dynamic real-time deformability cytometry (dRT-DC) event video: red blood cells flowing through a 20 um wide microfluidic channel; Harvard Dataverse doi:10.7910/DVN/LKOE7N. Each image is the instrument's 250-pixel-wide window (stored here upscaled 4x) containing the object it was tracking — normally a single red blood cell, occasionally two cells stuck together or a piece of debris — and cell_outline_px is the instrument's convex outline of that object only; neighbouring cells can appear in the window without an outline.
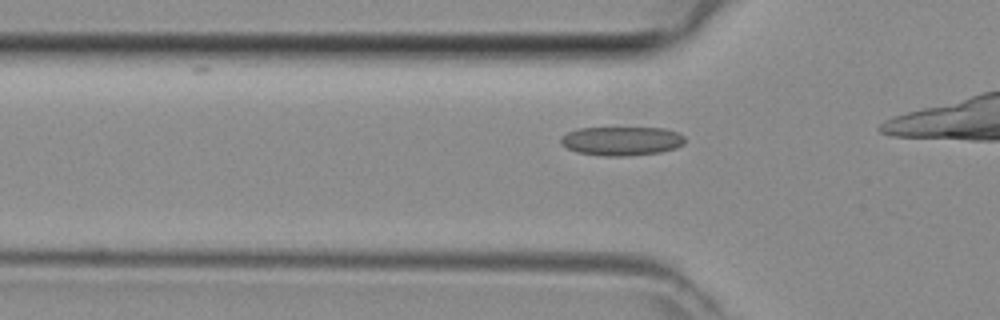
{"species": "common noctule bat (a hibernating species)", "species_latin": "Nyctalus noctula", "temperature_condition": "room temperature", "stored_images_in_passage": 12, "camera_frame_rate_fps": 3000, "um_per_image_px": 0.085, "animal": {"sex": "female", "body_mass_g": 29.2, "forearm_length_mm": 56.3}, "frame": {"image": 1, "passage_image": 7, "time_ms": 2.0, "image_size_px": [1000, 320], "cell_outline_px": [[684, 144], [676, 148], [660, 152], [628, 156], [604, 156], [576, 152], [560, 144], [560, 136], [568, 132], [580, 128], [664, 128], [680, 132], [684, 136]], "centroid_in_image_um": [52.84, 11.98], "position_along_channel_um": 73.0, "area_um2": 21.1}}
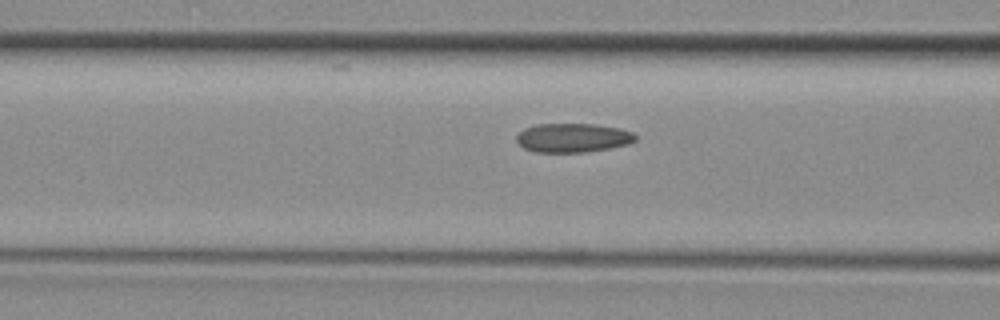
{"frame": {"image": 2, "passage_image": 10, "time_ms": 3.0, "image_size_px": [1000, 320], "cell_outline_px": [[636, 140], [628, 144], [608, 148], [584, 152], [536, 152], [524, 148], [516, 140], [516, 136], [524, 128], [536, 124], [596, 124], [620, 128], [632, 132], [636, 136]], "centroid_in_image_um": [48.69, 11.7], "position_along_channel_um": 117.9, "area_um2": 20.06}}